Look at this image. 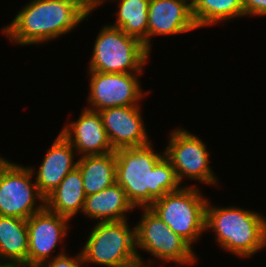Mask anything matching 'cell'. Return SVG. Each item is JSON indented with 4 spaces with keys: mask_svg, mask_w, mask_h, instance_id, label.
Listing matches in <instances>:
<instances>
[{
    "mask_svg": "<svg viewBox=\"0 0 266 267\" xmlns=\"http://www.w3.org/2000/svg\"><path fill=\"white\" fill-rule=\"evenodd\" d=\"M149 51L136 37L106 25L98 34L89 71L102 73H142ZM138 73V74H137Z\"/></svg>",
    "mask_w": 266,
    "mask_h": 267,
    "instance_id": "cell-5",
    "label": "cell"
},
{
    "mask_svg": "<svg viewBox=\"0 0 266 267\" xmlns=\"http://www.w3.org/2000/svg\"><path fill=\"white\" fill-rule=\"evenodd\" d=\"M139 105L112 107L99 111L114 150L149 144Z\"/></svg>",
    "mask_w": 266,
    "mask_h": 267,
    "instance_id": "cell-12",
    "label": "cell"
},
{
    "mask_svg": "<svg viewBox=\"0 0 266 267\" xmlns=\"http://www.w3.org/2000/svg\"><path fill=\"white\" fill-rule=\"evenodd\" d=\"M206 204L198 189L185 186L156 199L149 208L191 245L205 232Z\"/></svg>",
    "mask_w": 266,
    "mask_h": 267,
    "instance_id": "cell-6",
    "label": "cell"
},
{
    "mask_svg": "<svg viewBox=\"0 0 266 267\" xmlns=\"http://www.w3.org/2000/svg\"><path fill=\"white\" fill-rule=\"evenodd\" d=\"M147 50L150 36L185 33L197 28L187 0H150L148 8Z\"/></svg>",
    "mask_w": 266,
    "mask_h": 267,
    "instance_id": "cell-13",
    "label": "cell"
},
{
    "mask_svg": "<svg viewBox=\"0 0 266 267\" xmlns=\"http://www.w3.org/2000/svg\"><path fill=\"white\" fill-rule=\"evenodd\" d=\"M244 16L266 15V0H243Z\"/></svg>",
    "mask_w": 266,
    "mask_h": 267,
    "instance_id": "cell-23",
    "label": "cell"
},
{
    "mask_svg": "<svg viewBox=\"0 0 266 267\" xmlns=\"http://www.w3.org/2000/svg\"><path fill=\"white\" fill-rule=\"evenodd\" d=\"M209 204L207 200L205 230L214 229L222 248L240 257H250L266 246V220L257 212Z\"/></svg>",
    "mask_w": 266,
    "mask_h": 267,
    "instance_id": "cell-3",
    "label": "cell"
},
{
    "mask_svg": "<svg viewBox=\"0 0 266 267\" xmlns=\"http://www.w3.org/2000/svg\"><path fill=\"white\" fill-rule=\"evenodd\" d=\"M33 169L5 160L0 165V216L29 219L45 207V198L32 183ZM37 196V197H36ZM41 203L37 206L36 201ZM37 206V207H35Z\"/></svg>",
    "mask_w": 266,
    "mask_h": 267,
    "instance_id": "cell-7",
    "label": "cell"
},
{
    "mask_svg": "<svg viewBox=\"0 0 266 267\" xmlns=\"http://www.w3.org/2000/svg\"><path fill=\"white\" fill-rule=\"evenodd\" d=\"M29 238L27 220L0 216V265L28 267ZM9 260V261H8Z\"/></svg>",
    "mask_w": 266,
    "mask_h": 267,
    "instance_id": "cell-17",
    "label": "cell"
},
{
    "mask_svg": "<svg viewBox=\"0 0 266 267\" xmlns=\"http://www.w3.org/2000/svg\"><path fill=\"white\" fill-rule=\"evenodd\" d=\"M4 161H5V158L3 159V158L0 157V165H1Z\"/></svg>",
    "mask_w": 266,
    "mask_h": 267,
    "instance_id": "cell-26",
    "label": "cell"
},
{
    "mask_svg": "<svg viewBox=\"0 0 266 267\" xmlns=\"http://www.w3.org/2000/svg\"><path fill=\"white\" fill-rule=\"evenodd\" d=\"M117 22L111 26L120 28L127 35L139 39L147 49L148 8L150 0H119Z\"/></svg>",
    "mask_w": 266,
    "mask_h": 267,
    "instance_id": "cell-20",
    "label": "cell"
},
{
    "mask_svg": "<svg viewBox=\"0 0 266 267\" xmlns=\"http://www.w3.org/2000/svg\"><path fill=\"white\" fill-rule=\"evenodd\" d=\"M116 182L125 190L133 207H150L166 193L181 188L175 169L149 144L115 150Z\"/></svg>",
    "mask_w": 266,
    "mask_h": 267,
    "instance_id": "cell-1",
    "label": "cell"
},
{
    "mask_svg": "<svg viewBox=\"0 0 266 267\" xmlns=\"http://www.w3.org/2000/svg\"><path fill=\"white\" fill-rule=\"evenodd\" d=\"M89 72L91 78L88 101L93 107L87 109L99 112L116 106L138 105L137 102L145 95L133 73Z\"/></svg>",
    "mask_w": 266,
    "mask_h": 267,
    "instance_id": "cell-10",
    "label": "cell"
},
{
    "mask_svg": "<svg viewBox=\"0 0 266 267\" xmlns=\"http://www.w3.org/2000/svg\"><path fill=\"white\" fill-rule=\"evenodd\" d=\"M84 263L81 256V252L75 257H68L64 252L59 253L57 256L53 257L52 260H48L38 267H84Z\"/></svg>",
    "mask_w": 266,
    "mask_h": 267,
    "instance_id": "cell-22",
    "label": "cell"
},
{
    "mask_svg": "<svg viewBox=\"0 0 266 267\" xmlns=\"http://www.w3.org/2000/svg\"><path fill=\"white\" fill-rule=\"evenodd\" d=\"M81 251L84 263L106 267H150L136 248L135 227L131 230L127 220L97 222Z\"/></svg>",
    "mask_w": 266,
    "mask_h": 267,
    "instance_id": "cell-4",
    "label": "cell"
},
{
    "mask_svg": "<svg viewBox=\"0 0 266 267\" xmlns=\"http://www.w3.org/2000/svg\"><path fill=\"white\" fill-rule=\"evenodd\" d=\"M69 218L46 207L27 219L29 238L28 267H38L48 260L51 251L67 232Z\"/></svg>",
    "mask_w": 266,
    "mask_h": 267,
    "instance_id": "cell-11",
    "label": "cell"
},
{
    "mask_svg": "<svg viewBox=\"0 0 266 267\" xmlns=\"http://www.w3.org/2000/svg\"><path fill=\"white\" fill-rule=\"evenodd\" d=\"M77 168L83 177L86 196L98 193L116 183V154L82 156Z\"/></svg>",
    "mask_w": 266,
    "mask_h": 267,
    "instance_id": "cell-19",
    "label": "cell"
},
{
    "mask_svg": "<svg viewBox=\"0 0 266 267\" xmlns=\"http://www.w3.org/2000/svg\"><path fill=\"white\" fill-rule=\"evenodd\" d=\"M86 17L74 0H32L2 31L17 44H38L70 32Z\"/></svg>",
    "mask_w": 266,
    "mask_h": 267,
    "instance_id": "cell-2",
    "label": "cell"
},
{
    "mask_svg": "<svg viewBox=\"0 0 266 267\" xmlns=\"http://www.w3.org/2000/svg\"><path fill=\"white\" fill-rule=\"evenodd\" d=\"M73 151L72 145L59 133L46 153L35 179L42 197L46 198L52 193L67 174L77 167Z\"/></svg>",
    "mask_w": 266,
    "mask_h": 267,
    "instance_id": "cell-15",
    "label": "cell"
},
{
    "mask_svg": "<svg viewBox=\"0 0 266 267\" xmlns=\"http://www.w3.org/2000/svg\"><path fill=\"white\" fill-rule=\"evenodd\" d=\"M135 226L136 246L150 252L156 258L179 264L196 261L192 245L173 232L149 207Z\"/></svg>",
    "mask_w": 266,
    "mask_h": 267,
    "instance_id": "cell-8",
    "label": "cell"
},
{
    "mask_svg": "<svg viewBox=\"0 0 266 267\" xmlns=\"http://www.w3.org/2000/svg\"><path fill=\"white\" fill-rule=\"evenodd\" d=\"M0 267H25L24 265H0Z\"/></svg>",
    "mask_w": 266,
    "mask_h": 267,
    "instance_id": "cell-25",
    "label": "cell"
},
{
    "mask_svg": "<svg viewBox=\"0 0 266 267\" xmlns=\"http://www.w3.org/2000/svg\"><path fill=\"white\" fill-rule=\"evenodd\" d=\"M81 114L77 121L61 130L64 138L83 156L114 152L100 113L86 108Z\"/></svg>",
    "mask_w": 266,
    "mask_h": 267,
    "instance_id": "cell-14",
    "label": "cell"
},
{
    "mask_svg": "<svg viewBox=\"0 0 266 267\" xmlns=\"http://www.w3.org/2000/svg\"><path fill=\"white\" fill-rule=\"evenodd\" d=\"M168 147L164 156L170 161L178 181L181 183L186 176L189 179L201 180L207 184H215L211 167L209 166V153L205 144L187 130L172 131Z\"/></svg>",
    "mask_w": 266,
    "mask_h": 267,
    "instance_id": "cell-9",
    "label": "cell"
},
{
    "mask_svg": "<svg viewBox=\"0 0 266 267\" xmlns=\"http://www.w3.org/2000/svg\"><path fill=\"white\" fill-rule=\"evenodd\" d=\"M85 198L83 177L80 170L76 167L45 198V207L58 215L70 219L77 212L83 210Z\"/></svg>",
    "mask_w": 266,
    "mask_h": 267,
    "instance_id": "cell-18",
    "label": "cell"
},
{
    "mask_svg": "<svg viewBox=\"0 0 266 267\" xmlns=\"http://www.w3.org/2000/svg\"><path fill=\"white\" fill-rule=\"evenodd\" d=\"M125 190L116 182L104 190L86 196L82 212L100 222L127 220L124 213L133 210Z\"/></svg>",
    "mask_w": 266,
    "mask_h": 267,
    "instance_id": "cell-16",
    "label": "cell"
},
{
    "mask_svg": "<svg viewBox=\"0 0 266 267\" xmlns=\"http://www.w3.org/2000/svg\"><path fill=\"white\" fill-rule=\"evenodd\" d=\"M76 4L86 13L88 16L94 8L103 3V0H74Z\"/></svg>",
    "mask_w": 266,
    "mask_h": 267,
    "instance_id": "cell-24",
    "label": "cell"
},
{
    "mask_svg": "<svg viewBox=\"0 0 266 267\" xmlns=\"http://www.w3.org/2000/svg\"><path fill=\"white\" fill-rule=\"evenodd\" d=\"M191 10L197 28L244 16L243 0H194Z\"/></svg>",
    "mask_w": 266,
    "mask_h": 267,
    "instance_id": "cell-21",
    "label": "cell"
}]
</instances>
